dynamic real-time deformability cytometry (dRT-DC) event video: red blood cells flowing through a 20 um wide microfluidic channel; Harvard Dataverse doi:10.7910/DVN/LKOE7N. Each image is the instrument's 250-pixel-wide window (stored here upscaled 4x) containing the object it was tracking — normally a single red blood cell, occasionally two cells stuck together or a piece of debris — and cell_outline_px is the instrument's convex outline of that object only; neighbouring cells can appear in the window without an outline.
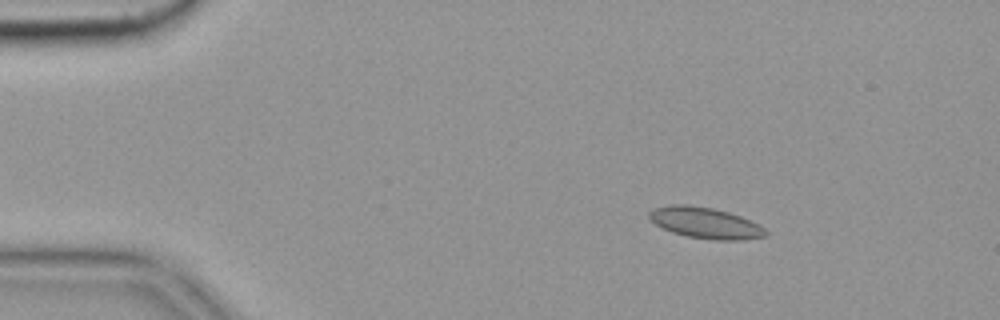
{"species": "common noctule bat (a hibernating species)", "species_latin": "Nyctalus noctula", "temperature_condition": "cold", "stored_images_in_passage": 57, "camera_frame_rate_fps": 3000, "um_per_image_px": 0.085, "animal": {"sex": "female", "body_mass_g": 19.9}, "frame": {"image": 1, "passage_image": 9, "time_ms": 2.667, "image_size_px": [1000, 320], "cell_outline_px": [[768, 236], [744, 240], [716, 240], [688, 236], [672, 232], [656, 224], [648, 216], [648, 212], [656, 208], [672, 204], [684, 204], [712, 208], [728, 212], [740, 216], [764, 228], [768, 232]], "centroid_in_image_um": [59.97, 18.95], "position_along_channel_um": 25.0, "area_um2": 20.81}}
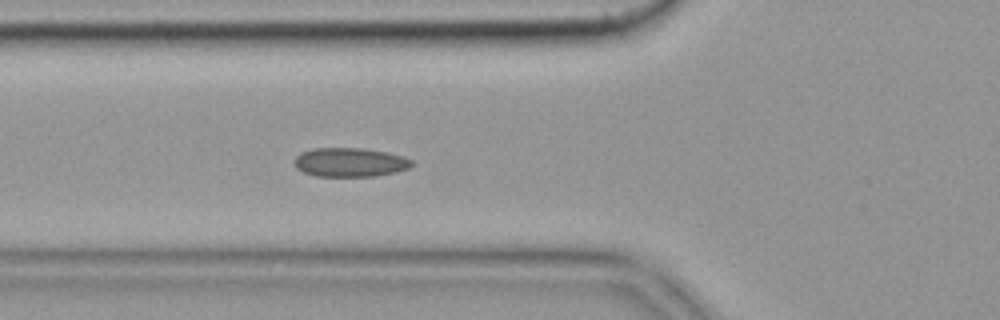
{"frame": {"image": 2, "passage_image": 21, "time_ms": 6.667, "image_size_px": [1000, 320], "cell_outline_px": [[412, 164], [408, 168], [396, 172], [376, 176], [316, 176], [304, 172], [296, 168], [292, 164], [292, 160], [296, 156], [304, 152], [316, 148], [360, 148], [384, 152], [404, 156], [412, 160]], "centroid_in_image_um": [29.72, 13.8], "position_along_channel_um": 96.1, "area_um2": 19.77}}
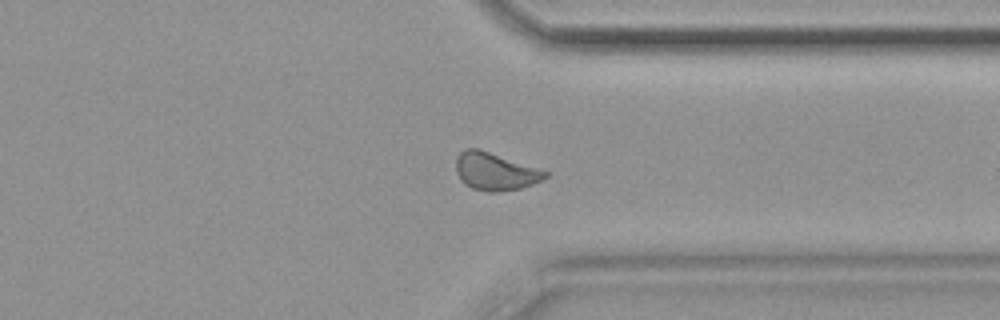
{"frame": {"image": 3, "passage_image": 44, "time_ms": 14.333, "image_size_px": [1000, 320], "cell_outline_px": [[548, 176], [532, 184], [520, 188], [496, 192], [488, 192], [472, 188], [464, 184], [460, 180], [456, 172], [456, 156], [464, 148], [476, 148], [548, 172]], "centroid_in_image_um": [42.01, 14.58], "position_along_channel_um": 369.4, "area_um2": 19.19}, "authors_computed_cell_mechanics": {"area_um2": 19.5942, "velocity_mm_per_s": 3.5651, "shape_relaxation_time_tau1_ms": null, "shape_relaxation_time_tau2_ms": 1.8168, "deformation_change_tau1": null, "deformation_change_tau2": 0.0564}}